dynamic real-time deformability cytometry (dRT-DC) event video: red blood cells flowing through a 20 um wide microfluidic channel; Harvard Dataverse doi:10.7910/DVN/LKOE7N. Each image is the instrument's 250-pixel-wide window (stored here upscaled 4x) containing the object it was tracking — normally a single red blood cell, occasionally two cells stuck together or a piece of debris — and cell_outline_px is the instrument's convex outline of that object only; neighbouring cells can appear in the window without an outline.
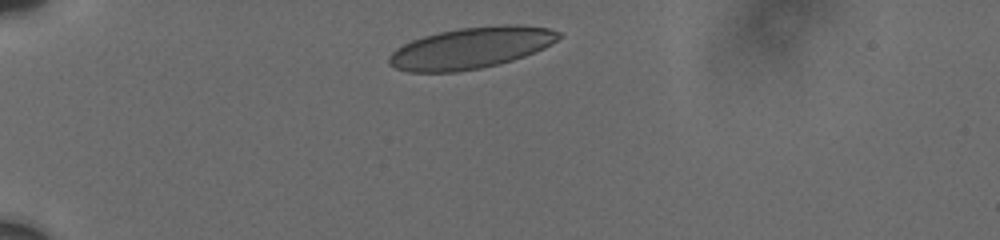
{"species": "human", "species_latin": "Homo sapiens", "temperature_condition": "cold", "stored_images_in_passage": 21, "camera_frame_rate_fps": 3000, "um_per_image_px": 0.085, "donor": {"sex": "male"}, "frame": {"image": 1, "passage_image": 1, "time_ms": 0.0, "image_size_px": [1000, 240], "cell_outline_px": [[560, 36], [556, 40], [544, 48], [524, 56], [512, 60], [480, 68], [456, 72], [408, 72], [396, 68], [388, 64], [388, 56], [396, 48], [412, 40], [424, 36], [440, 32], [460, 28], [504, 24], [520, 24], [548, 28], [560, 32]], "centroid_in_image_um": [40.01, 4.07], "position_along_channel_um": 45.0, "area_um2": 40.69}}
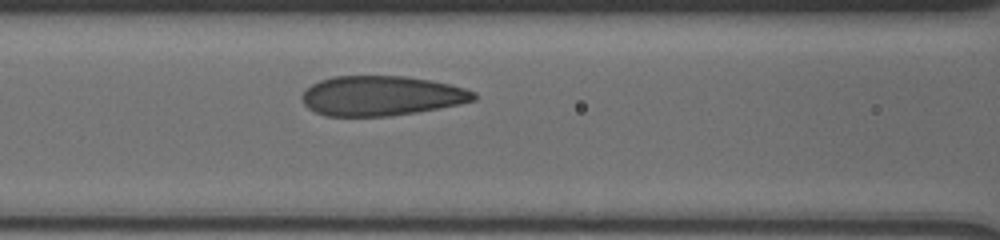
{"frame": {"image": 2, "passage_image": 10, "time_ms": 3.667, "image_size_px": [1000, 240], "cell_outline_px": [[476, 100], [416, 112], [388, 116], [324, 116], [308, 108], [304, 104], [300, 96], [312, 84], [320, 80], [332, 76], [408, 76], [432, 80], [464, 88], [476, 92]], "centroid_in_image_um": [32.39, 8.13], "position_along_channel_um": 134.2, "area_um2": 39.77}}
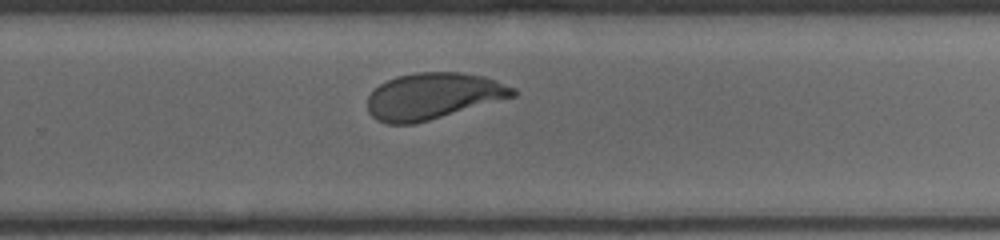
{"frame": {"image": 3, "passage_image": 21, "time_ms": 8.0, "image_size_px": [1000, 240], "cell_outline_px": [[516, 96], [428, 120], [412, 124], [388, 124], [376, 120], [368, 112], [368, 96], [380, 84], [396, 76], [416, 72], [464, 72], [484, 76], [496, 80], [516, 88]], "centroid_in_image_um": [36.82, 8.15], "position_along_channel_um": 293.0, "area_um2": 39.25}}